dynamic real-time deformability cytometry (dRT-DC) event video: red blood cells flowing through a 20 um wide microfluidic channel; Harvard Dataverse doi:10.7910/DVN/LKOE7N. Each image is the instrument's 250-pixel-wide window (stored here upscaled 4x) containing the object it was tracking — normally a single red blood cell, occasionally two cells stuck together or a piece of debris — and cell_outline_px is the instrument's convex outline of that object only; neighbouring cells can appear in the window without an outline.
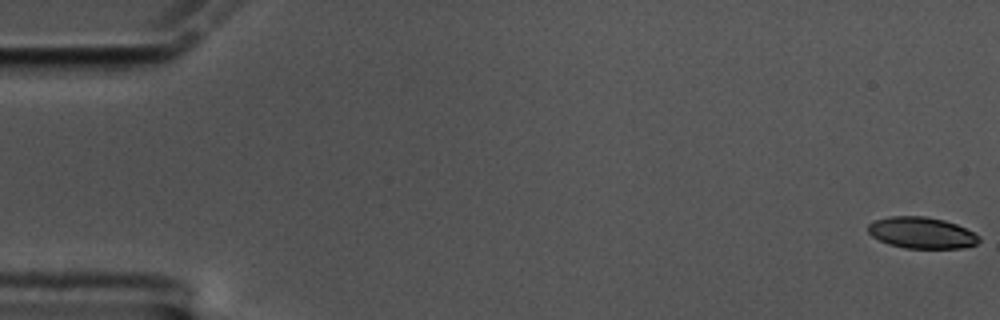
{"species": "common noctule bat (a hibernating species)", "species_latin": "Nyctalus noctula", "temperature_condition": "cold", "stored_images_in_passage": 61, "camera_frame_rate_fps": 3000, "um_per_image_px": 0.085, "animal": {"sex": "male", "body_mass_g": 17.5, "forearm_length_mm": 52.3}, "frame": {"image": 1, "passage_image": 1, "time_ms": 0.0, "image_size_px": [1000, 320], "cell_outline_px": [[980, 240], [976, 244], [960, 248], [904, 248], [888, 244], [872, 236], [868, 232], [868, 224], [876, 220], [888, 216], [924, 216], [944, 220], [956, 224], [980, 236]], "centroid_in_image_um": [78.32, 19.78], "position_along_channel_um": 6.7, "area_um2": 20.17}}
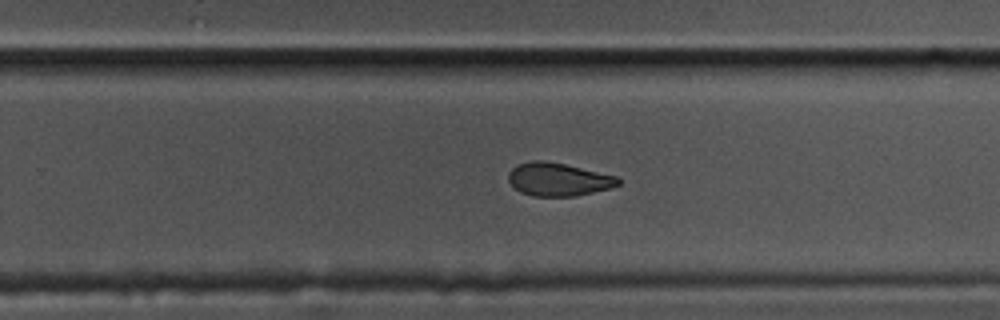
{"frame": {"image": 2, "passage_image": 39, "time_ms": 12.667, "image_size_px": [1000, 320], "cell_outline_px": [[620, 184], [612, 188], [576, 196], [532, 196], [520, 192], [508, 180], [508, 172], [516, 164], [532, 160], [544, 160], [564, 164], [616, 176], [620, 180]], "centroid_in_image_um": [47.44, 15.25], "position_along_channel_um": 282.4, "area_um2": 21.21}}
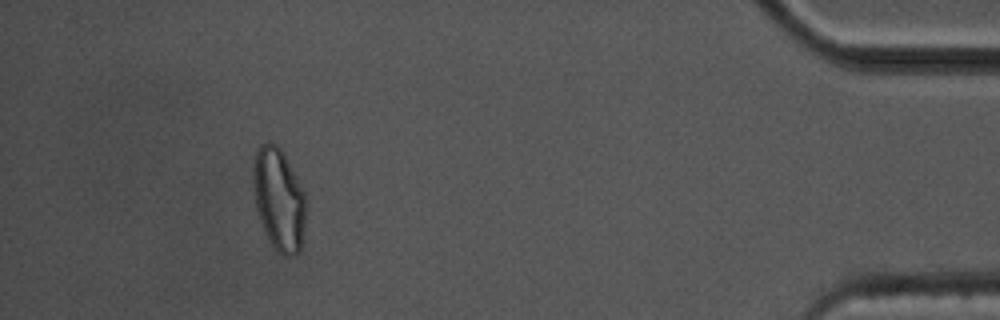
{"frame": {"image": 3, "passage_image": 56, "time_ms": 18.333, "image_size_px": [1000, 320], "cell_outline_px": [[308, 208], [304, 232], [300, 248], [292, 256], [284, 256], [272, 244], [260, 220], [256, 208], [252, 180], [252, 168], [256, 152], [260, 144], [268, 140], [276, 144], [280, 148], [296, 176], [304, 192]], "centroid_in_image_um": [23.71, 16.9], "position_along_channel_um": 411.5, "area_um2": 31.56}, "authors_computed_cell_mechanics": {"area_um2": 22.3108, "velocity_mm_per_s": 3.3363, "shape_relaxation_time_tau1_ms": 10.9137, "shape_relaxation_time_tau2_ms": 3.8936, "deformation_change_tau1": 0.1955, "deformation_change_tau2": 0.0967}}